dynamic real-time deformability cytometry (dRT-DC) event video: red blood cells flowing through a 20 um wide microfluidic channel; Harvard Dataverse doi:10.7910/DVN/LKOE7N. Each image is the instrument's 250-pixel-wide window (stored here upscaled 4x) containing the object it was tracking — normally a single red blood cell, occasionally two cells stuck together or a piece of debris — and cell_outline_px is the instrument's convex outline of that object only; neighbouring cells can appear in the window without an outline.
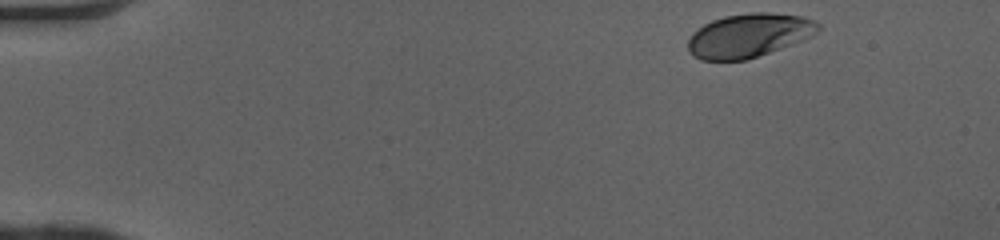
{"species": "human", "species_latin": "Homo sapiens", "temperature_condition": "cold", "stored_images_in_passage": 40, "camera_frame_rate_fps": 3000, "um_per_image_px": 0.085, "donor": {"sex": "female"}, "frame": {"image": 1, "passage_image": 1, "time_ms": 0.0, "image_size_px": [1000, 240], "cell_outline_px": [[820, 28], [812, 36], [748, 60], [700, 60], [692, 56], [688, 52], [688, 40], [692, 32], [704, 24], [712, 20], [724, 16], [748, 12], [768, 12], [800, 16], [812, 20], [820, 24]], "centroid_in_image_um": [63.61, 3.01], "position_along_channel_um": 21.4, "area_um2": 33.23}}
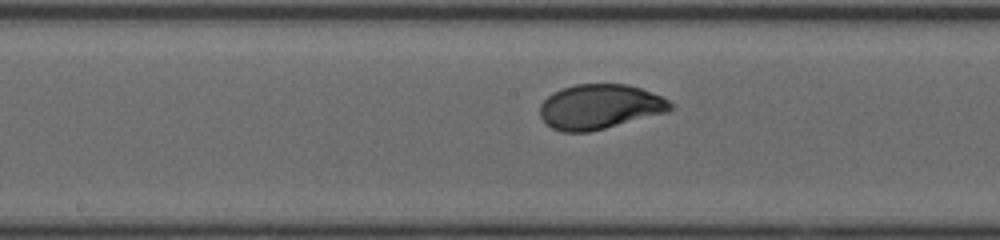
{"frame": {"image": 2, "passage_image": 22, "time_ms": 7.0, "image_size_px": [1000, 240], "cell_outline_px": [[676, 108], [668, 112], [588, 132], [560, 132], [544, 124], [540, 116], [540, 104], [552, 92], [560, 88], [576, 84], [628, 84], [640, 88], [660, 96], [676, 104]], "centroid_in_image_um": [50.97, 9.07], "position_along_channel_um": 197.2, "area_um2": 34.33}}
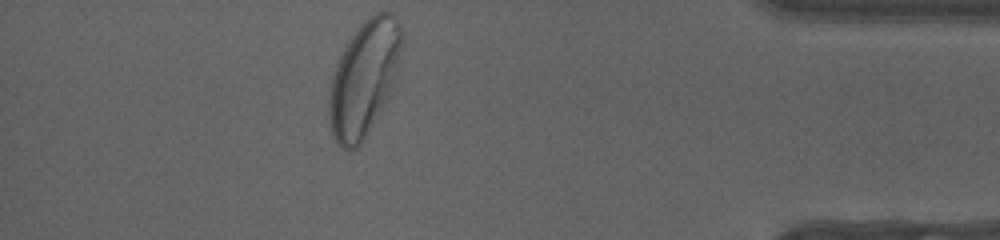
{"frame": {"image": 3, "passage_image": 40, "time_ms": 13.0, "image_size_px": [1000, 240], "cell_outline_px": [[404, 36], [396, 76], [392, 88], [380, 112], [364, 140], [356, 148], [348, 152], [340, 148], [336, 144], [332, 132], [328, 116], [328, 96], [332, 76], [336, 64], [348, 40], [364, 20], [376, 12], [392, 12], [396, 16], [404, 32]], "centroid_in_image_um": [30.95, 6.67], "position_along_channel_um": 404.3, "area_um2": 49.25}, "authors_computed_cell_mechanics": {"area_um2": 34.3043, "velocity_mm_per_s": 4.0561, "shape_relaxation_time_tau1_ms": 2.6191, "shape_relaxation_time_tau2_ms": null, "deformation_change_tau1": 0.1327, "deformation_change_tau2": null}}